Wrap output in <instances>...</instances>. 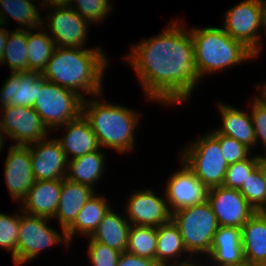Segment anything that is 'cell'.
Segmentation results:
<instances>
[{"instance_id": "obj_27", "label": "cell", "mask_w": 266, "mask_h": 266, "mask_svg": "<svg viewBox=\"0 0 266 266\" xmlns=\"http://www.w3.org/2000/svg\"><path fill=\"white\" fill-rule=\"evenodd\" d=\"M42 27L36 28L35 30L38 31L36 33H33L31 29L27 30L28 71L41 74L56 47L52 37Z\"/></svg>"}, {"instance_id": "obj_25", "label": "cell", "mask_w": 266, "mask_h": 266, "mask_svg": "<svg viewBox=\"0 0 266 266\" xmlns=\"http://www.w3.org/2000/svg\"><path fill=\"white\" fill-rule=\"evenodd\" d=\"M109 209L106 198L94 194L84 204L74 222L65 230L69 242L71 243L77 233L91 237Z\"/></svg>"}, {"instance_id": "obj_22", "label": "cell", "mask_w": 266, "mask_h": 266, "mask_svg": "<svg viewBox=\"0 0 266 266\" xmlns=\"http://www.w3.org/2000/svg\"><path fill=\"white\" fill-rule=\"evenodd\" d=\"M94 189L88 185L63 179L61 197L54 218L59 220L65 230L74 222L84 204L94 195Z\"/></svg>"}, {"instance_id": "obj_24", "label": "cell", "mask_w": 266, "mask_h": 266, "mask_svg": "<svg viewBox=\"0 0 266 266\" xmlns=\"http://www.w3.org/2000/svg\"><path fill=\"white\" fill-rule=\"evenodd\" d=\"M130 227L127 218L110 208L91 238L122 253L127 247Z\"/></svg>"}, {"instance_id": "obj_45", "label": "cell", "mask_w": 266, "mask_h": 266, "mask_svg": "<svg viewBox=\"0 0 266 266\" xmlns=\"http://www.w3.org/2000/svg\"><path fill=\"white\" fill-rule=\"evenodd\" d=\"M216 266H253V265L252 264H249L247 261H244L243 263H238V264L216 265Z\"/></svg>"}, {"instance_id": "obj_14", "label": "cell", "mask_w": 266, "mask_h": 266, "mask_svg": "<svg viewBox=\"0 0 266 266\" xmlns=\"http://www.w3.org/2000/svg\"><path fill=\"white\" fill-rule=\"evenodd\" d=\"M27 146L35 181L66 178L68 160L57 139L46 137Z\"/></svg>"}, {"instance_id": "obj_31", "label": "cell", "mask_w": 266, "mask_h": 266, "mask_svg": "<svg viewBox=\"0 0 266 266\" xmlns=\"http://www.w3.org/2000/svg\"><path fill=\"white\" fill-rule=\"evenodd\" d=\"M0 5L3 7L11 17H13L16 22L21 24V26H27V28H16V29H32L43 25L42 18H40V13L33 2L28 0H0Z\"/></svg>"}, {"instance_id": "obj_43", "label": "cell", "mask_w": 266, "mask_h": 266, "mask_svg": "<svg viewBox=\"0 0 266 266\" xmlns=\"http://www.w3.org/2000/svg\"><path fill=\"white\" fill-rule=\"evenodd\" d=\"M262 28L266 33V0H262Z\"/></svg>"}, {"instance_id": "obj_2", "label": "cell", "mask_w": 266, "mask_h": 266, "mask_svg": "<svg viewBox=\"0 0 266 266\" xmlns=\"http://www.w3.org/2000/svg\"><path fill=\"white\" fill-rule=\"evenodd\" d=\"M107 65L108 59L99 46L90 49L56 46L41 75L83 98L85 93L101 97Z\"/></svg>"}, {"instance_id": "obj_34", "label": "cell", "mask_w": 266, "mask_h": 266, "mask_svg": "<svg viewBox=\"0 0 266 266\" xmlns=\"http://www.w3.org/2000/svg\"><path fill=\"white\" fill-rule=\"evenodd\" d=\"M21 215H7L0 212V247L12 253V258L17 266V241L19 235Z\"/></svg>"}, {"instance_id": "obj_7", "label": "cell", "mask_w": 266, "mask_h": 266, "mask_svg": "<svg viewBox=\"0 0 266 266\" xmlns=\"http://www.w3.org/2000/svg\"><path fill=\"white\" fill-rule=\"evenodd\" d=\"M181 157L209 189L223 185L229 164L223 158L219 141L211 133L185 147Z\"/></svg>"}, {"instance_id": "obj_35", "label": "cell", "mask_w": 266, "mask_h": 266, "mask_svg": "<svg viewBox=\"0 0 266 266\" xmlns=\"http://www.w3.org/2000/svg\"><path fill=\"white\" fill-rule=\"evenodd\" d=\"M109 2V0H69L67 6L73 8L87 22L98 23L112 10ZM73 3L77 4L76 7L72 6Z\"/></svg>"}, {"instance_id": "obj_13", "label": "cell", "mask_w": 266, "mask_h": 266, "mask_svg": "<svg viewBox=\"0 0 266 266\" xmlns=\"http://www.w3.org/2000/svg\"><path fill=\"white\" fill-rule=\"evenodd\" d=\"M209 188L182 161V170L170 176L165 189L169 210L174 213L208 201Z\"/></svg>"}, {"instance_id": "obj_37", "label": "cell", "mask_w": 266, "mask_h": 266, "mask_svg": "<svg viewBox=\"0 0 266 266\" xmlns=\"http://www.w3.org/2000/svg\"><path fill=\"white\" fill-rule=\"evenodd\" d=\"M88 255L93 266H117L121 252L89 238Z\"/></svg>"}, {"instance_id": "obj_3", "label": "cell", "mask_w": 266, "mask_h": 266, "mask_svg": "<svg viewBox=\"0 0 266 266\" xmlns=\"http://www.w3.org/2000/svg\"><path fill=\"white\" fill-rule=\"evenodd\" d=\"M82 115L91 125L100 148L108 147L121 153L133 150L134 132L141 114L126 106L85 97Z\"/></svg>"}, {"instance_id": "obj_9", "label": "cell", "mask_w": 266, "mask_h": 266, "mask_svg": "<svg viewBox=\"0 0 266 266\" xmlns=\"http://www.w3.org/2000/svg\"><path fill=\"white\" fill-rule=\"evenodd\" d=\"M224 30L242 42L256 57L261 49L262 0H244L225 13Z\"/></svg>"}, {"instance_id": "obj_46", "label": "cell", "mask_w": 266, "mask_h": 266, "mask_svg": "<svg viewBox=\"0 0 266 266\" xmlns=\"http://www.w3.org/2000/svg\"><path fill=\"white\" fill-rule=\"evenodd\" d=\"M263 85H259L258 86V89H260V88H262V89H260V91L266 96V84H264V86L262 87Z\"/></svg>"}, {"instance_id": "obj_12", "label": "cell", "mask_w": 266, "mask_h": 266, "mask_svg": "<svg viewBox=\"0 0 266 266\" xmlns=\"http://www.w3.org/2000/svg\"><path fill=\"white\" fill-rule=\"evenodd\" d=\"M208 202L219 226L242 228L257 212L239 190L224 186L210 188Z\"/></svg>"}, {"instance_id": "obj_6", "label": "cell", "mask_w": 266, "mask_h": 266, "mask_svg": "<svg viewBox=\"0 0 266 266\" xmlns=\"http://www.w3.org/2000/svg\"><path fill=\"white\" fill-rule=\"evenodd\" d=\"M83 100L75 91L46 80L38 91L33 109L47 129L54 130L82 115Z\"/></svg>"}, {"instance_id": "obj_10", "label": "cell", "mask_w": 266, "mask_h": 266, "mask_svg": "<svg viewBox=\"0 0 266 266\" xmlns=\"http://www.w3.org/2000/svg\"><path fill=\"white\" fill-rule=\"evenodd\" d=\"M4 115L0 119L1 142L5 135L9 136L15 145H30L48 137V129L40 115L33 107L3 106Z\"/></svg>"}, {"instance_id": "obj_38", "label": "cell", "mask_w": 266, "mask_h": 266, "mask_svg": "<svg viewBox=\"0 0 266 266\" xmlns=\"http://www.w3.org/2000/svg\"><path fill=\"white\" fill-rule=\"evenodd\" d=\"M260 96L253 99L250 115L254 127L256 144L258 145L257 142L261 139L266 152V96L263 93Z\"/></svg>"}, {"instance_id": "obj_26", "label": "cell", "mask_w": 266, "mask_h": 266, "mask_svg": "<svg viewBox=\"0 0 266 266\" xmlns=\"http://www.w3.org/2000/svg\"><path fill=\"white\" fill-rule=\"evenodd\" d=\"M104 158L105 154L99 149L68 160L66 178L94 189V183L101 178L105 168Z\"/></svg>"}, {"instance_id": "obj_30", "label": "cell", "mask_w": 266, "mask_h": 266, "mask_svg": "<svg viewBox=\"0 0 266 266\" xmlns=\"http://www.w3.org/2000/svg\"><path fill=\"white\" fill-rule=\"evenodd\" d=\"M156 249L157 227L131 225L125 251L156 261Z\"/></svg>"}, {"instance_id": "obj_16", "label": "cell", "mask_w": 266, "mask_h": 266, "mask_svg": "<svg viewBox=\"0 0 266 266\" xmlns=\"http://www.w3.org/2000/svg\"><path fill=\"white\" fill-rule=\"evenodd\" d=\"M5 181L14 201H21L34 184L28 146L12 144L5 160Z\"/></svg>"}, {"instance_id": "obj_33", "label": "cell", "mask_w": 266, "mask_h": 266, "mask_svg": "<svg viewBox=\"0 0 266 266\" xmlns=\"http://www.w3.org/2000/svg\"><path fill=\"white\" fill-rule=\"evenodd\" d=\"M260 157L261 155L251 156L237 163L229 164L222 186L239 190L248 176L260 165Z\"/></svg>"}, {"instance_id": "obj_15", "label": "cell", "mask_w": 266, "mask_h": 266, "mask_svg": "<svg viewBox=\"0 0 266 266\" xmlns=\"http://www.w3.org/2000/svg\"><path fill=\"white\" fill-rule=\"evenodd\" d=\"M151 189L131 194L127 203L128 221L131 225L158 227L172 218L168 204Z\"/></svg>"}, {"instance_id": "obj_47", "label": "cell", "mask_w": 266, "mask_h": 266, "mask_svg": "<svg viewBox=\"0 0 266 266\" xmlns=\"http://www.w3.org/2000/svg\"><path fill=\"white\" fill-rule=\"evenodd\" d=\"M4 144H2V142L0 141V152L2 151V147H3Z\"/></svg>"}, {"instance_id": "obj_1", "label": "cell", "mask_w": 266, "mask_h": 266, "mask_svg": "<svg viewBox=\"0 0 266 266\" xmlns=\"http://www.w3.org/2000/svg\"><path fill=\"white\" fill-rule=\"evenodd\" d=\"M180 23H169L162 33L143 39L124 57L137 73L148 100L181 104L201 79L190 30Z\"/></svg>"}, {"instance_id": "obj_40", "label": "cell", "mask_w": 266, "mask_h": 266, "mask_svg": "<svg viewBox=\"0 0 266 266\" xmlns=\"http://www.w3.org/2000/svg\"><path fill=\"white\" fill-rule=\"evenodd\" d=\"M6 14L4 11H2L0 9V26L2 27L6 22ZM0 27V61L2 59V56L4 54V50H5V46H6V42H7V37H8V33L9 30L5 29V28H1Z\"/></svg>"}, {"instance_id": "obj_28", "label": "cell", "mask_w": 266, "mask_h": 266, "mask_svg": "<svg viewBox=\"0 0 266 266\" xmlns=\"http://www.w3.org/2000/svg\"><path fill=\"white\" fill-rule=\"evenodd\" d=\"M188 253L184 247L179 228L171 219L157 227L156 262L159 266ZM171 260V261H170Z\"/></svg>"}, {"instance_id": "obj_18", "label": "cell", "mask_w": 266, "mask_h": 266, "mask_svg": "<svg viewBox=\"0 0 266 266\" xmlns=\"http://www.w3.org/2000/svg\"><path fill=\"white\" fill-rule=\"evenodd\" d=\"M63 179L35 181L21 202L23 212L54 219L61 197Z\"/></svg>"}, {"instance_id": "obj_41", "label": "cell", "mask_w": 266, "mask_h": 266, "mask_svg": "<svg viewBox=\"0 0 266 266\" xmlns=\"http://www.w3.org/2000/svg\"><path fill=\"white\" fill-rule=\"evenodd\" d=\"M69 0H42V7L49 9V6H60V5H68ZM46 6V7H45Z\"/></svg>"}, {"instance_id": "obj_20", "label": "cell", "mask_w": 266, "mask_h": 266, "mask_svg": "<svg viewBox=\"0 0 266 266\" xmlns=\"http://www.w3.org/2000/svg\"><path fill=\"white\" fill-rule=\"evenodd\" d=\"M245 261L266 266V214L256 212L241 228Z\"/></svg>"}, {"instance_id": "obj_29", "label": "cell", "mask_w": 266, "mask_h": 266, "mask_svg": "<svg viewBox=\"0 0 266 266\" xmlns=\"http://www.w3.org/2000/svg\"><path fill=\"white\" fill-rule=\"evenodd\" d=\"M6 62L12 72L28 71L27 29L9 31L0 64Z\"/></svg>"}, {"instance_id": "obj_11", "label": "cell", "mask_w": 266, "mask_h": 266, "mask_svg": "<svg viewBox=\"0 0 266 266\" xmlns=\"http://www.w3.org/2000/svg\"><path fill=\"white\" fill-rule=\"evenodd\" d=\"M51 14L46 23L50 36L56 46L70 48H85L86 36L88 34V24L73 8L67 5L49 6ZM53 7V9H52Z\"/></svg>"}, {"instance_id": "obj_19", "label": "cell", "mask_w": 266, "mask_h": 266, "mask_svg": "<svg viewBox=\"0 0 266 266\" xmlns=\"http://www.w3.org/2000/svg\"><path fill=\"white\" fill-rule=\"evenodd\" d=\"M67 133L57 138L67 160L75 159L86 153L101 149L93 129L83 115L65 124Z\"/></svg>"}, {"instance_id": "obj_17", "label": "cell", "mask_w": 266, "mask_h": 266, "mask_svg": "<svg viewBox=\"0 0 266 266\" xmlns=\"http://www.w3.org/2000/svg\"><path fill=\"white\" fill-rule=\"evenodd\" d=\"M45 81L40 72H11L0 89V105L33 107Z\"/></svg>"}, {"instance_id": "obj_32", "label": "cell", "mask_w": 266, "mask_h": 266, "mask_svg": "<svg viewBox=\"0 0 266 266\" xmlns=\"http://www.w3.org/2000/svg\"><path fill=\"white\" fill-rule=\"evenodd\" d=\"M239 192L257 212L266 209V178L260 165L248 176Z\"/></svg>"}, {"instance_id": "obj_4", "label": "cell", "mask_w": 266, "mask_h": 266, "mask_svg": "<svg viewBox=\"0 0 266 266\" xmlns=\"http://www.w3.org/2000/svg\"><path fill=\"white\" fill-rule=\"evenodd\" d=\"M199 75L215 73L242 64L256 55L242 42L231 38L223 28L206 27L190 30Z\"/></svg>"}, {"instance_id": "obj_39", "label": "cell", "mask_w": 266, "mask_h": 266, "mask_svg": "<svg viewBox=\"0 0 266 266\" xmlns=\"http://www.w3.org/2000/svg\"><path fill=\"white\" fill-rule=\"evenodd\" d=\"M117 266H159L156 261L134 255L127 251L120 254Z\"/></svg>"}, {"instance_id": "obj_44", "label": "cell", "mask_w": 266, "mask_h": 266, "mask_svg": "<svg viewBox=\"0 0 266 266\" xmlns=\"http://www.w3.org/2000/svg\"><path fill=\"white\" fill-rule=\"evenodd\" d=\"M260 166H261L263 173H264V176L266 178V155L265 156L262 155L260 157Z\"/></svg>"}, {"instance_id": "obj_21", "label": "cell", "mask_w": 266, "mask_h": 266, "mask_svg": "<svg viewBox=\"0 0 266 266\" xmlns=\"http://www.w3.org/2000/svg\"><path fill=\"white\" fill-rule=\"evenodd\" d=\"M210 256V257H209ZM207 257L211 258L213 264L231 265L245 261L241 228L219 226Z\"/></svg>"}, {"instance_id": "obj_5", "label": "cell", "mask_w": 266, "mask_h": 266, "mask_svg": "<svg viewBox=\"0 0 266 266\" xmlns=\"http://www.w3.org/2000/svg\"><path fill=\"white\" fill-rule=\"evenodd\" d=\"M179 228L184 247L190 257L210 252L214 234L219 228L211 204L205 203L177 210L171 218Z\"/></svg>"}, {"instance_id": "obj_42", "label": "cell", "mask_w": 266, "mask_h": 266, "mask_svg": "<svg viewBox=\"0 0 266 266\" xmlns=\"http://www.w3.org/2000/svg\"><path fill=\"white\" fill-rule=\"evenodd\" d=\"M176 261V262H175ZM175 262V263H174ZM174 262L172 263V262H170V263H166V264H163V265H161V266H200V265H197V264H195V262H193V261H181V262H179V264H178V261H177V259L175 260L174 259ZM193 262V263H192ZM172 263V264H171Z\"/></svg>"}, {"instance_id": "obj_23", "label": "cell", "mask_w": 266, "mask_h": 266, "mask_svg": "<svg viewBox=\"0 0 266 266\" xmlns=\"http://www.w3.org/2000/svg\"><path fill=\"white\" fill-rule=\"evenodd\" d=\"M222 127L215 130L219 134L234 138L251 150L256 138L251 115L235 107L219 103Z\"/></svg>"}, {"instance_id": "obj_36", "label": "cell", "mask_w": 266, "mask_h": 266, "mask_svg": "<svg viewBox=\"0 0 266 266\" xmlns=\"http://www.w3.org/2000/svg\"><path fill=\"white\" fill-rule=\"evenodd\" d=\"M211 134L219 141L222 155L228 164L237 163L249 157L250 149L234 138L211 131Z\"/></svg>"}, {"instance_id": "obj_8", "label": "cell", "mask_w": 266, "mask_h": 266, "mask_svg": "<svg viewBox=\"0 0 266 266\" xmlns=\"http://www.w3.org/2000/svg\"><path fill=\"white\" fill-rule=\"evenodd\" d=\"M19 235L17 241V266L37 257L45 248L54 244L65 242L71 244L67 238L66 231L62 228V235L46 222L50 219L30 215L21 210Z\"/></svg>"}]
</instances>
